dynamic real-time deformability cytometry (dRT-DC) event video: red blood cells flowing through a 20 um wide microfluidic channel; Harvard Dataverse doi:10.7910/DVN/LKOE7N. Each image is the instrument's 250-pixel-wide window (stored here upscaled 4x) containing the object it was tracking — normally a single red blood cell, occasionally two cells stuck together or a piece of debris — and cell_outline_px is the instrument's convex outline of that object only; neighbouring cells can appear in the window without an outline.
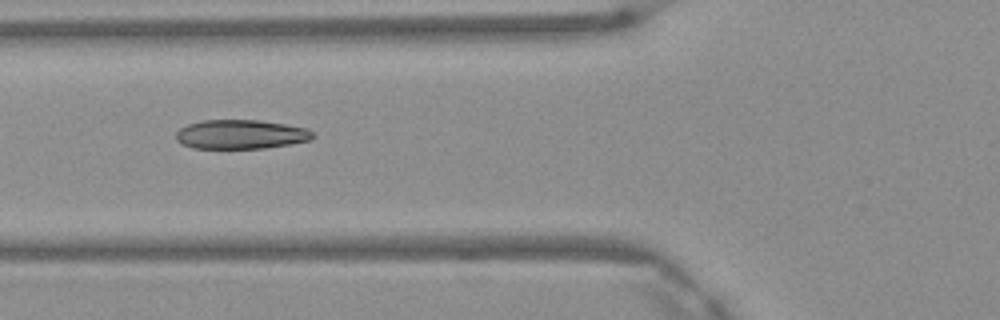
{"species": "Egyptian fruit bat (a non-hibernating species)", "species_latin": "Rousettus aegyptiacus", "temperature_condition": "warm", "stored_images_in_passage": 6, "camera_frame_rate_fps": 3000, "um_per_image_px": 0.085, "frame": {"image": 1, "passage_image": 5, "time_ms": 1.333, "image_size_px": [1000, 320], "cell_outline_px": [[316, 136], [312, 140], [264, 148], [192, 148], [180, 144], [176, 140], [176, 132], [180, 128], [188, 124], [204, 120], [260, 120], [284, 124], [304, 128], [312, 132]], "centroid_in_image_um": [20.44, 11.42], "position_along_channel_um": 105.4, "area_um2": 23.24}}
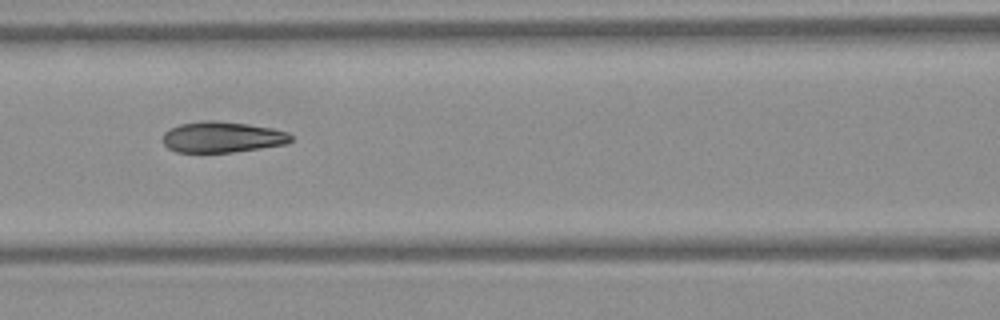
{"frame": {"image": 2, "passage_image": 6, "time_ms": 1.667, "image_size_px": [1000, 320], "cell_outline_px": [[292, 140], [284, 144], [260, 148], [232, 152], [176, 152], [168, 148], [160, 140], [164, 132], [180, 124], [208, 120], [216, 120], [248, 124], [272, 128], [288, 132], [292, 136]], "centroid_in_image_um": [18.86, 11.65], "position_along_channel_um": 147.7, "area_um2": 23.06}}